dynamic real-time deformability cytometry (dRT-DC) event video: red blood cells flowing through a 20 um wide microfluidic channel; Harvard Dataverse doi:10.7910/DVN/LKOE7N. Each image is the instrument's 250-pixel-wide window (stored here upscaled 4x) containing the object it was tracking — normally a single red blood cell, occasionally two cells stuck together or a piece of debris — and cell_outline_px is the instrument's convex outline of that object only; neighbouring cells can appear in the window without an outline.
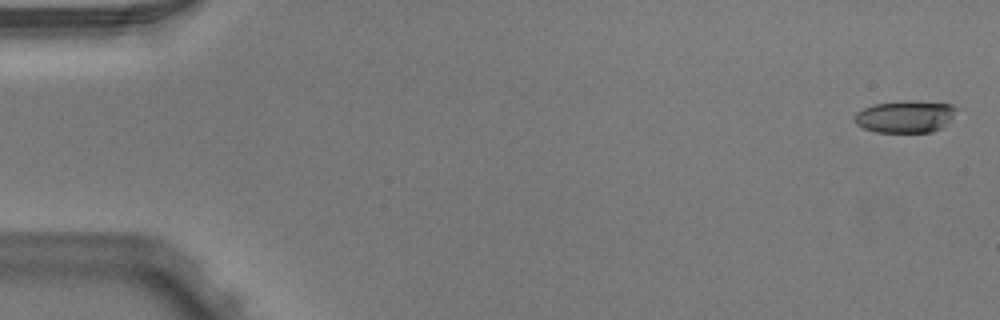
{"species": "Egyptian fruit bat (a non-hibernating species)", "species_latin": "Rousettus aegyptiacus", "temperature_condition": "warm", "stored_images_in_passage": 4, "camera_frame_rate_fps": 3000, "um_per_image_px": 0.085, "animal": {"sex": "male"}, "frame": {"image": 1, "passage_image": 1, "time_ms": 0.0, "image_size_px": [1000, 320], "cell_outline_px": [[960, 108], [940, 128], [932, 132], [876, 132], [864, 128], [856, 124], [852, 120], [856, 112], [864, 108], [876, 104], [904, 100], [912, 100], [952, 104]], "centroid_in_image_um": [76.93, 9.89], "position_along_channel_um": 8.1, "area_um2": 19.13}}